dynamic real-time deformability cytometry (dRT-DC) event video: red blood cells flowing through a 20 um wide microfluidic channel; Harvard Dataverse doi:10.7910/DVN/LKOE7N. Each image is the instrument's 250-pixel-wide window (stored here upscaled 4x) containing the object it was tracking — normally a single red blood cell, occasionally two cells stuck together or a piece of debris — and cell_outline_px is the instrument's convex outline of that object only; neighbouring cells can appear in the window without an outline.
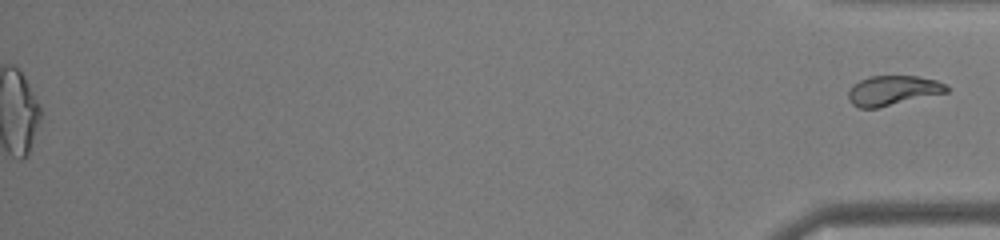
{"species": "common noctule bat (a hibernating species)", "species_latin": "Nyctalus noctula", "temperature_condition": "warm", "stored_images_in_passage": 49, "segment_of_instrument_passage": [2, 2], "camera_frame_rate_fps": 3000, "um_per_image_px": 0.085, "animal": {"sex": "male", "body_mass_g": 19.0, "forearm_length_mm": 50.8}, "frame": {"image": 1, "passage_image": 49, "time_ms": 16.0, "image_size_px": [1000, 240], "cell_outline_px": [[948, 92], [876, 108], [860, 108], [852, 104], [848, 100], [848, 92], [852, 84], [868, 76], [916, 76], [936, 80], [948, 84]], "centroid_in_image_um": [75.87, 7.68], "position_along_channel_um": 359.3, "area_um2": 17.05}}